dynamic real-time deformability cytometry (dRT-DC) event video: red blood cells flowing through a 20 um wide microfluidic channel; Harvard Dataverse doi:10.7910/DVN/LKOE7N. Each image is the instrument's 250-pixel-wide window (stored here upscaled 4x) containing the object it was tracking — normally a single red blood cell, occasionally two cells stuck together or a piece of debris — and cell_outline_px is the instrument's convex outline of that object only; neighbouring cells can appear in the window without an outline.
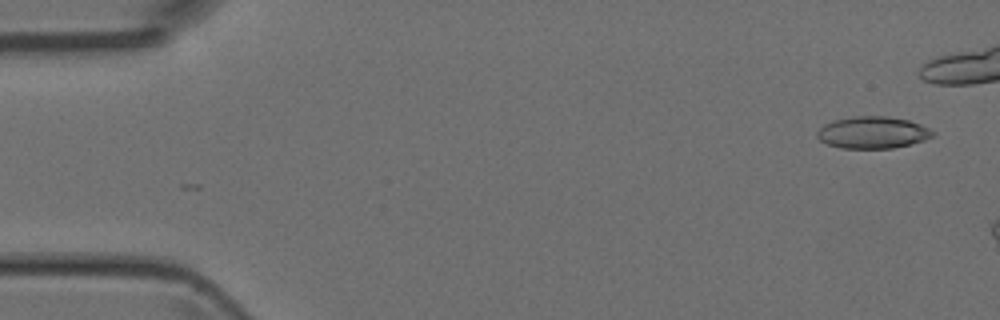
{"species": "Egyptian fruit bat (a non-hibernating species)", "species_latin": "Rousettus aegyptiacus", "temperature_condition": "room temperature", "stored_images_in_passage": 7, "camera_frame_rate_fps": 3000, "um_per_image_px": 0.085, "animal": {"sex": "female"}, "frame": {"image": 1, "passage_image": 1, "time_ms": 0.0, "image_size_px": [1000, 320], "cell_outline_px": [[936, 132], [932, 136], [924, 140], [892, 148], [840, 148], [828, 144], [820, 140], [816, 136], [816, 132], [824, 124], [836, 120], [856, 116], [884, 116], [908, 120], [920, 124]], "centroid_in_image_um": [74.16, 11.26], "position_along_channel_um": 10.8, "area_um2": 21.27}}